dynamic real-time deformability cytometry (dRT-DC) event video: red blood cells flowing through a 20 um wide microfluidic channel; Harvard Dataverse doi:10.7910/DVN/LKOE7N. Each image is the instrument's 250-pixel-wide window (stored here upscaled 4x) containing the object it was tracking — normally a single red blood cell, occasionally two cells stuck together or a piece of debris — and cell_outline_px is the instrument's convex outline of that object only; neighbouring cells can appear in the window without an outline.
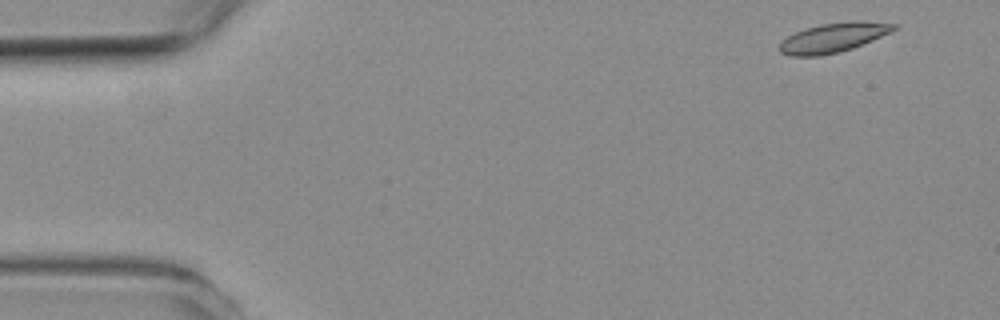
{"species": "common noctule bat (a hibernating species)", "species_latin": "Nyctalus noctula", "temperature_condition": "room temperature", "stored_images_in_passage": 4, "camera_frame_rate_fps": 3000, "um_per_image_px": 0.085, "animal": {"sex": "female", "body_mass_g": 19.3, "forearm_length_mm": 54.1}, "frame": {"image": 1, "passage_image": 1, "time_ms": 0.0, "image_size_px": [1000, 320], "cell_outline_px": [[900, 28], [892, 32], [852, 48], [840, 52], [820, 56], [788, 56], [780, 52], [776, 48], [788, 36], [804, 28], [820, 24], [852, 20], [864, 20], [900, 24]], "centroid_in_image_um": [70.88, 3.18], "position_along_channel_um": 14.1, "area_um2": 20.06}}